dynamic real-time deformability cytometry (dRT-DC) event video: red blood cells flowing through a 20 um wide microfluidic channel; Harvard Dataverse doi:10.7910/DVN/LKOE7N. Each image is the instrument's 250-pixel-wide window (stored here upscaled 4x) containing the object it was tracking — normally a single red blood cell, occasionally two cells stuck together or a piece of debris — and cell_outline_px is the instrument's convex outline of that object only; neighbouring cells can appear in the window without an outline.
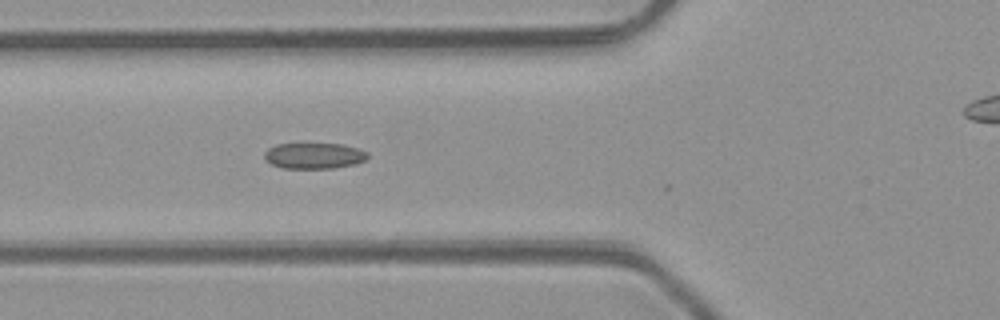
{"species": "common noctule bat (a hibernating species)", "species_latin": "Nyctalus noctula", "temperature_condition": "room temperature", "stored_images_in_passage": 5, "camera_frame_rate_fps": 3000, "um_per_image_px": 0.085, "animal": {"sex": "male", "body_mass_g": 23.1, "forearm_length_mm": 52.7}, "frame": {"image": 1, "passage_image": 3, "time_ms": 2.333, "image_size_px": [1000, 320], "cell_outline_px": [[368, 156], [364, 160], [356, 164], [332, 168], [284, 168], [272, 164], [264, 160], [264, 152], [268, 148], [276, 144], [344, 144], [368, 152]], "centroid_in_image_um": [26.68, 13.24], "position_along_channel_um": 99.1, "area_um2": 15.55}}